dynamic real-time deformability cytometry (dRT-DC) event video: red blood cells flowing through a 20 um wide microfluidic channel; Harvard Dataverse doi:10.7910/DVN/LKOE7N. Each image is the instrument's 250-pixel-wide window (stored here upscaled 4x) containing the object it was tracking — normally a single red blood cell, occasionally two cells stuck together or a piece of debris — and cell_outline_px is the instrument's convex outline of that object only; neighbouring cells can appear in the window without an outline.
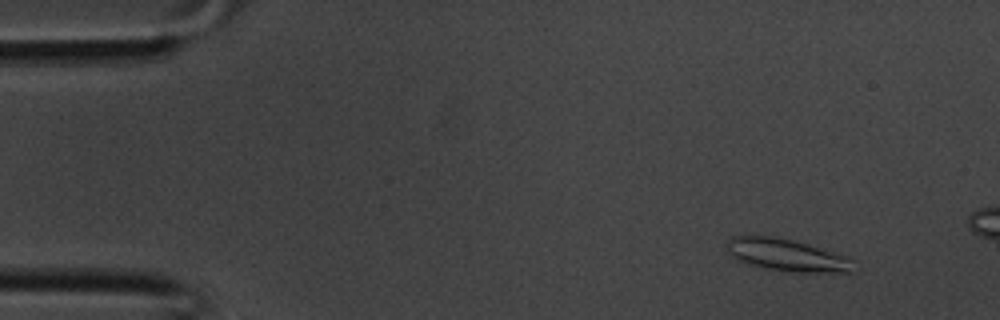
{"species": "common noctule bat (a hibernating species)", "species_latin": "Nyctalus noctula", "temperature_condition": "room temperature", "stored_images_in_passage": 10, "camera_frame_rate_fps": 3000, "um_per_image_px": 0.085, "animal": {"sex": "male", "body_mass_g": 20.1, "forearm_length_mm": 53.5}, "frame": {"image": 1, "passage_image": 4, "time_ms": 1.0, "image_size_px": [1000, 320], "cell_outline_px": [[856, 272], [788, 272], [768, 268], [752, 264], [740, 260], [732, 256], [728, 252], [728, 240], [732, 236], [772, 236], [792, 240], [848, 256], [852, 260]], "centroid_in_image_um": [66.94, 21.69], "position_along_channel_um": 18.1, "area_um2": 23.41}}